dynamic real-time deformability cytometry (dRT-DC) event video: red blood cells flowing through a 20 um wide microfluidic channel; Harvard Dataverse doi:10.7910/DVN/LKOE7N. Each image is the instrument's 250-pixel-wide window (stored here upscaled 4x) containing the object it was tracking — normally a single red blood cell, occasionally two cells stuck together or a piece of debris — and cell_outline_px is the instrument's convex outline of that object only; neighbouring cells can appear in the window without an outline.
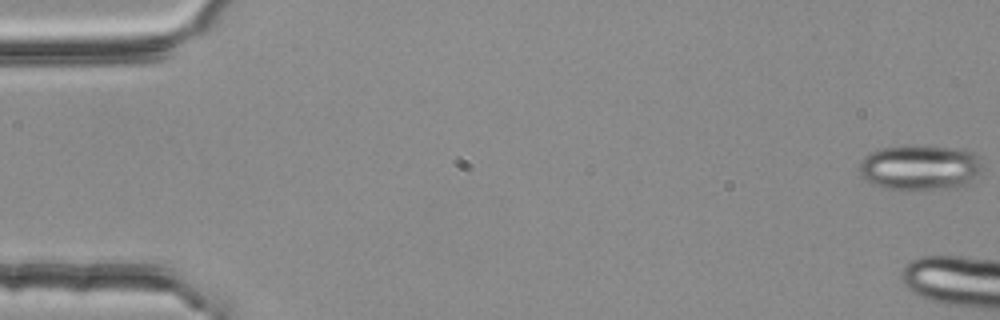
{"species": "common noctule bat (a hibernating species)", "species_latin": "Nyctalus noctula", "temperature_condition": "room temperature", "stored_images_in_passage": 10, "camera_frame_rate_fps": 3000, "um_per_image_px": 0.085, "animal": {"sex": "female", "body_mass_g": 25.1}, "frame": {"image": 1, "passage_image": 1, "time_ms": 0.0, "image_size_px": [1000, 320], "cell_outline_px": [[984, 164], [980, 172], [968, 184], [956, 188], [908, 192], [904, 192], [884, 188], [872, 184], [860, 176], [860, 160], [868, 152], [884, 148], [904, 144], [912, 144], [956, 148], [972, 152], [980, 156]], "centroid_in_image_um": [78.2, 14.25], "position_along_channel_um": 6.8, "area_um2": 33.99}}